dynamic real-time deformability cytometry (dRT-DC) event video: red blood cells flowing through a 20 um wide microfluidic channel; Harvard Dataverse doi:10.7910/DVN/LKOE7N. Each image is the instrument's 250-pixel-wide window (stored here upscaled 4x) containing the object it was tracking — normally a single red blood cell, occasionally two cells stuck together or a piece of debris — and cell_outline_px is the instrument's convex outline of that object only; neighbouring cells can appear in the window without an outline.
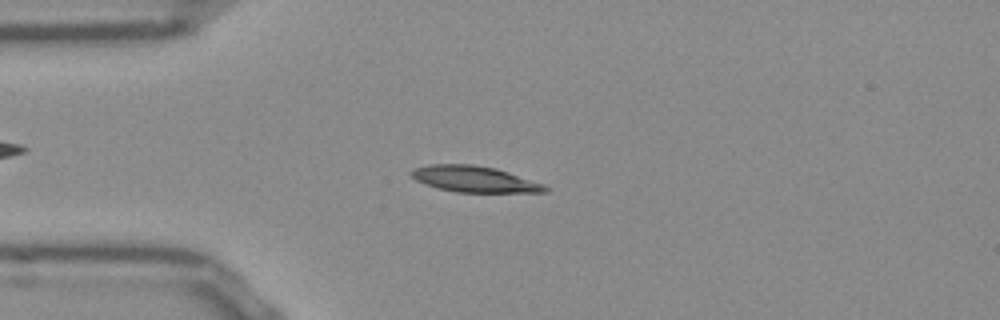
{"species": "Egyptian fruit bat (a non-hibernating species)", "species_latin": "Rousettus aegyptiacus", "temperature_condition": "room temperature", "stored_images_in_passage": 51, "camera_frame_rate_fps": 3000, "um_per_image_px": 0.085, "frame": {"image": 1, "passage_image": 12, "time_ms": 3.667, "image_size_px": [1000, 320], "cell_outline_px": [[548, 192], [456, 192], [436, 188], [424, 184], [416, 180], [408, 172], [412, 168], [428, 164], [472, 164], [496, 168], [544, 184], [548, 188]], "centroid_in_image_um": [40.27, 15.22], "position_along_channel_um": 44.7, "area_um2": 20.46}}
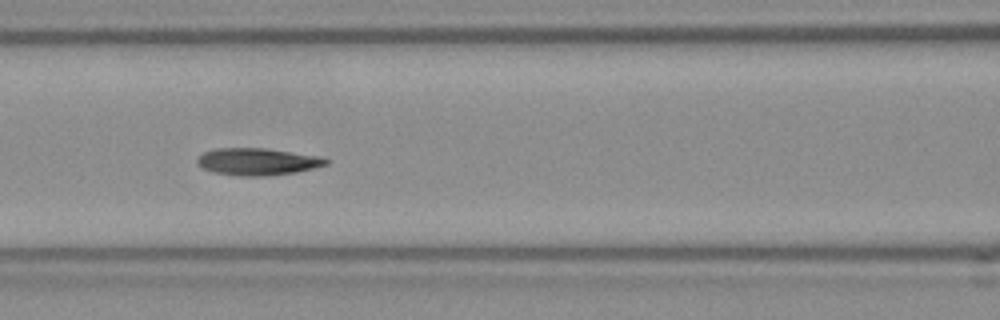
{"frame": {"image": 2, "passage_image": 21, "time_ms": 6.667, "image_size_px": [1000, 320], "cell_outline_px": [[332, 160], [328, 164], [296, 172], [268, 176], [236, 176], [212, 172], [196, 164], [196, 160], [204, 152], [216, 148], [264, 148], [320, 156]], "centroid_in_image_um": [21.89, 13.74], "position_along_channel_um": 144.7, "area_um2": 20.46}}
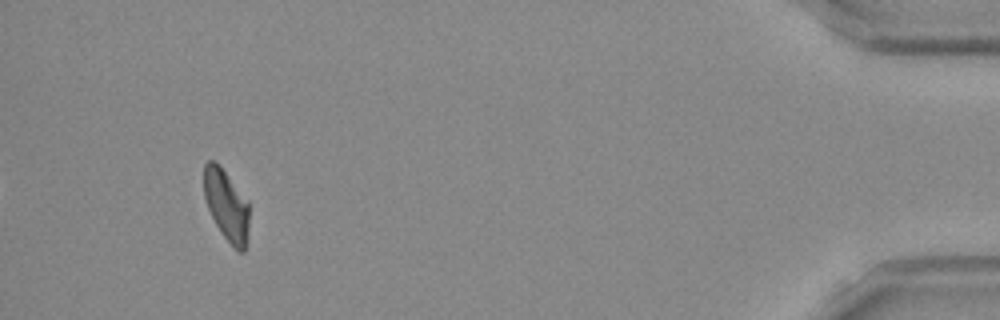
{"frame": {"image": 3, "passage_image": 48, "time_ms": 15.667, "image_size_px": [1000, 320], "cell_outline_px": [[248, 232], [244, 252], [240, 252], [224, 236], [216, 224], [208, 208], [204, 196], [204, 164], [208, 160], [212, 160], [224, 172], [248, 200]], "centroid_in_image_um": [19.24, 17.45], "position_along_channel_um": 416.0, "area_um2": 18.15}, "authors_computed_cell_mechanics": {"area_um2": 19.7676, "velocity_mm_per_s": 3.8419, "shape_relaxation_time_tau1_ms": 5.6882, "shape_relaxation_time_tau2_ms": 3.6257, "deformation_change_tau1": 0.1741, "deformation_change_tau2": 0.0898}}